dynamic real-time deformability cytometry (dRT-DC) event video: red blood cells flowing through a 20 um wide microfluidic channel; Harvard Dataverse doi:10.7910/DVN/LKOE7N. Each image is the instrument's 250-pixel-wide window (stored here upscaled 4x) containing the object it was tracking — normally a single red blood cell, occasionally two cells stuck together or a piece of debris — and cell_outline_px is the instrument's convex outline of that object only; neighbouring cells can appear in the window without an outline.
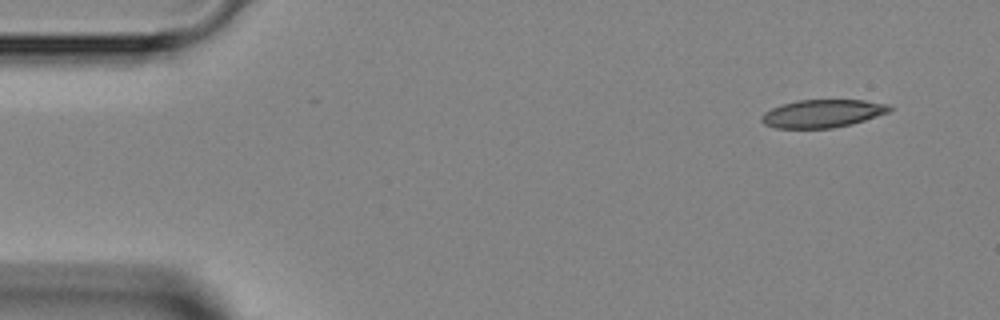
{"species": "Egyptian fruit bat (a non-hibernating species)", "species_latin": "Rousettus aegyptiacus", "temperature_condition": "room temperature", "stored_images_in_passage": 4, "camera_frame_rate_fps": 3000, "um_per_image_px": 0.085, "animal": {"sex": "female"}, "frame": {"image": 1, "passage_image": 1, "time_ms": 0.0, "image_size_px": [1000, 320], "cell_outline_px": [[892, 108], [888, 112], [852, 124], [832, 128], [776, 128], [764, 124], [760, 120], [760, 116], [764, 112], [772, 108], [796, 100], [864, 100], [888, 104]], "centroid_in_image_um": [69.88, 9.65], "position_along_channel_um": 15.1, "area_um2": 20.75}}
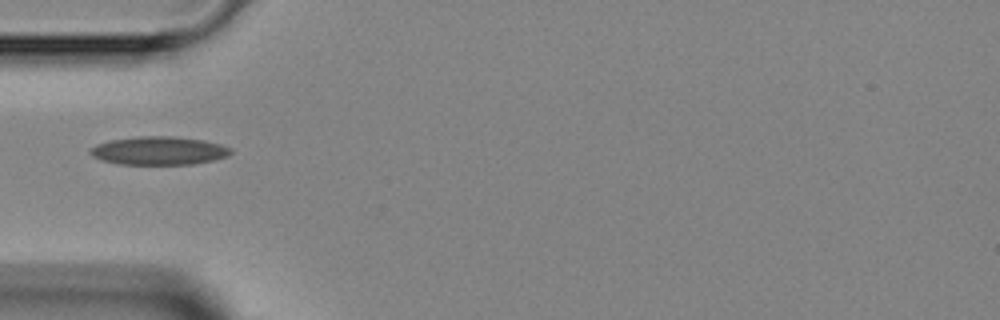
{"frame": {"image": 2, "passage_image": 3, "time_ms": 3.667, "image_size_px": [1000, 320], "cell_outline_px": [[232, 152], [228, 156], [212, 160], [192, 164], [120, 164], [100, 160], [92, 156], [88, 152], [96, 144], [112, 140], [136, 136], [172, 136], [204, 140], [220, 144], [232, 148]], "centroid_in_image_um": [13.5, 12.8], "position_along_channel_um": 71.5, "area_um2": 23.18}}
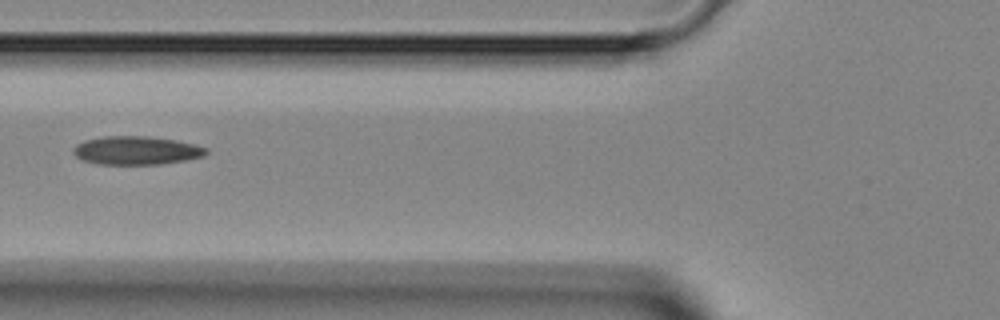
{"frame": {"image": 3, "passage_image": 4, "time_ms": 4.667, "image_size_px": [1000, 320], "cell_outline_px": [[208, 152], [204, 156], [184, 160], [160, 164], [100, 164], [84, 160], [76, 156], [72, 152], [72, 148], [76, 144], [84, 140], [104, 136], [148, 136], [176, 140], [208, 148]], "centroid_in_image_um": [11.57, 12.78], "position_along_channel_um": 114.2, "area_um2": 21.96}}